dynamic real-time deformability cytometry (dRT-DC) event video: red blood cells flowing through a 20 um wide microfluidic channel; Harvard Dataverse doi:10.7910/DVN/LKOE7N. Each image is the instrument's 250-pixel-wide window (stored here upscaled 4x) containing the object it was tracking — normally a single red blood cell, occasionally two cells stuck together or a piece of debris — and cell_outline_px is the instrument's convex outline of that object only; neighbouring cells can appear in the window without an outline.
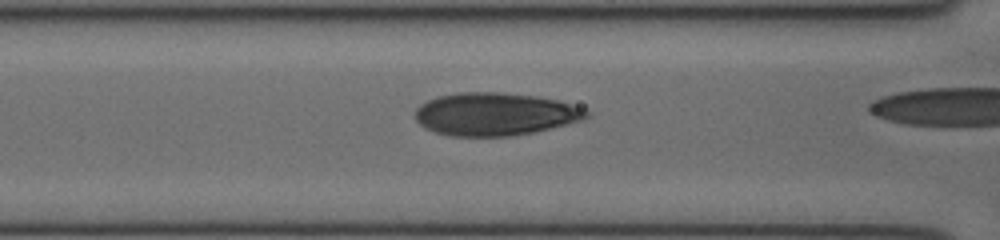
{"species": "human", "species_latin": "Homo sapiens", "temperature_condition": "cold", "stored_images_in_passage": 14, "camera_frame_rate_fps": 3000, "um_per_image_px": 0.085, "donor": {"sex": "female"}, "frame": {"image": 1, "passage_image": 8, "time_ms": 2.333, "image_size_px": [1000, 240], "cell_outline_px": [[588, 116], [584, 120], [568, 124], [532, 132], [512, 136], [448, 136], [424, 128], [416, 120], [416, 108], [420, 104], [436, 96], [460, 92], [496, 92], [536, 96], [556, 100], [580, 108], [588, 112]], "centroid_in_image_um": [42.02, 9.7], "position_along_channel_um": 124.6, "area_um2": 42.54}}